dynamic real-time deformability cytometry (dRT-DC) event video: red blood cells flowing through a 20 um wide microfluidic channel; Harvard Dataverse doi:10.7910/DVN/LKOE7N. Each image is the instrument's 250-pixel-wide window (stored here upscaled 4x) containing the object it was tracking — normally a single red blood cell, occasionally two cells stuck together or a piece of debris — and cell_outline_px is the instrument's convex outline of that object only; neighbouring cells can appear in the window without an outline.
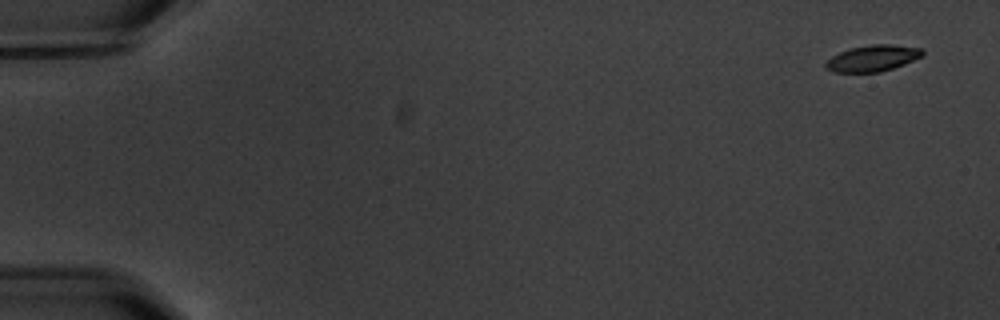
{"species": "common noctule bat (a hibernating species)", "species_latin": "Nyctalus noctula", "temperature_condition": "warm", "stored_images_in_passage": 5, "camera_frame_rate_fps": 3000, "um_per_image_px": 0.085, "animal": {"sex": "male", "body_mass_g": 20.1, "forearm_length_mm": 53.5}, "frame": {"image": 1, "passage_image": 1, "time_ms": 0.0, "image_size_px": [1000, 320], "cell_outline_px": [[924, 56], [904, 64], [880, 72], [832, 72], [824, 68], [824, 64], [832, 56], [840, 52], [852, 48], [872, 44], [892, 44], [920, 48], [924, 52]], "centroid_in_image_um": [74.18, 4.95], "position_along_channel_um": 10.8, "area_um2": 14.8}}